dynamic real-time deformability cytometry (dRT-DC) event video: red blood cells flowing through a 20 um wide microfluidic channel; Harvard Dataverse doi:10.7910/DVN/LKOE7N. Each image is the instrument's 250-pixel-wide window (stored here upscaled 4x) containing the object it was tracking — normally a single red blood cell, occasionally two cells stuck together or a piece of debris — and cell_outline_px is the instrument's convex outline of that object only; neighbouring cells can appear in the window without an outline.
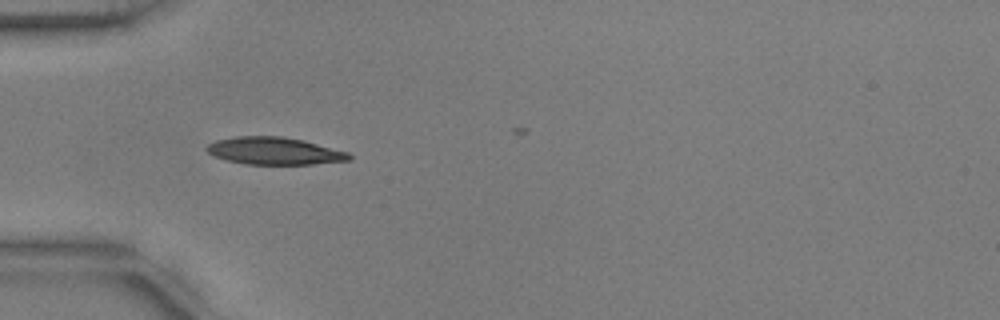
{"species": "common noctule bat (a hibernating species)", "species_latin": "Nyctalus noctula", "temperature_condition": "warm", "stored_images_in_passage": 7, "camera_frame_rate_fps": 3000, "um_per_image_px": 0.085, "animal": {"sex": "male", "body_mass_g": 17.9, "forearm_length_mm": 54.2}, "frame": {"image": 1, "passage_image": 1, "time_ms": 0.0, "image_size_px": [1000, 320], "cell_outline_px": [[352, 160], [312, 164], [244, 164], [228, 160], [216, 156], [208, 152], [204, 148], [208, 144], [216, 140], [236, 136], [280, 136], [304, 140], [348, 152], [352, 156]], "centroid_in_image_um": [23.34, 12.82], "position_along_channel_um": 61.7, "area_um2": 22.66}}
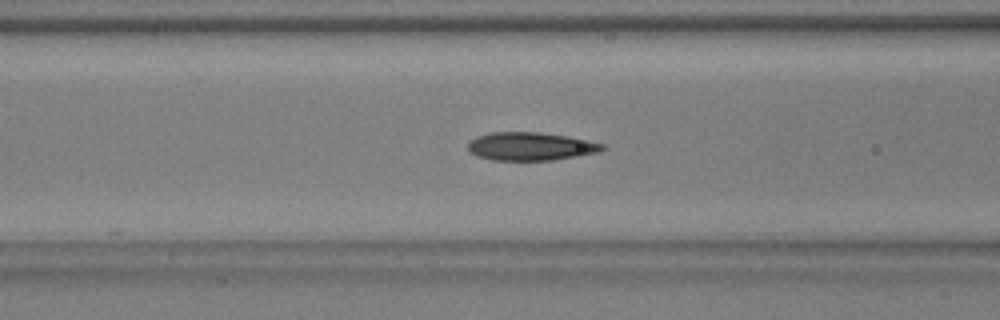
{"frame": {"image": 2, "passage_image": 6, "time_ms": 1.667, "image_size_px": [1000, 320], "cell_outline_px": [[604, 148], [600, 152], [552, 160], [492, 160], [476, 156], [468, 152], [468, 140], [476, 136], [492, 132], [540, 132], [568, 136], [588, 140], [604, 144]], "centroid_in_image_um": [45.05, 12.44], "position_along_channel_um": 121.5, "area_um2": 22.25}}